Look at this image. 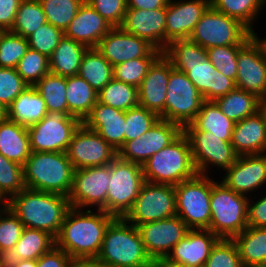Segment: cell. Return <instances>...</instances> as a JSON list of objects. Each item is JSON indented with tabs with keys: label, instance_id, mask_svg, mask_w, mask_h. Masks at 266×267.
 <instances>
[{
	"label": "cell",
	"instance_id": "22",
	"mask_svg": "<svg viewBox=\"0 0 266 267\" xmlns=\"http://www.w3.org/2000/svg\"><path fill=\"white\" fill-rule=\"evenodd\" d=\"M170 75V60L162 53L149 67L138 87L139 105L165 120V100Z\"/></svg>",
	"mask_w": 266,
	"mask_h": 267
},
{
	"label": "cell",
	"instance_id": "35",
	"mask_svg": "<svg viewBox=\"0 0 266 267\" xmlns=\"http://www.w3.org/2000/svg\"><path fill=\"white\" fill-rule=\"evenodd\" d=\"M190 124L197 131L210 132L220 140L231 141L235 123L221 112L214 101L205 100Z\"/></svg>",
	"mask_w": 266,
	"mask_h": 267
},
{
	"label": "cell",
	"instance_id": "17",
	"mask_svg": "<svg viewBox=\"0 0 266 267\" xmlns=\"http://www.w3.org/2000/svg\"><path fill=\"white\" fill-rule=\"evenodd\" d=\"M147 254L152 260L165 259L173 247L186 236L189 227L179 216L137 226Z\"/></svg>",
	"mask_w": 266,
	"mask_h": 267
},
{
	"label": "cell",
	"instance_id": "24",
	"mask_svg": "<svg viewBox=\"0 0 266 267\" xmlns=\"http://www.w3.org/2000/svg\"><path fill=\"white\" fill-rule=\"evenodd\" d=\"M219 239L209 229H190L165 260L183 267H204L213 246Z\"/></svg>",
	"mask_w": 266,
	"mask_h": 267
},
{
	"label": "cell",
	"instance_id": "66",
	"mask_svg": "<svg viewBox=\"0 0 266 267\" xmlns=\"http://www.w3.org/2000/svg\"><path fill=\"white\" fill-rule=\"evenodd\" d=\"M6 110L0 103V121L6 119Z\"/></svg>",
	"mask_w": 266,
	"mask_h": 267
},
{
	"label": "cell",
	"instance_id": "28",
	"mask_svg": "<svg viewBox=\"0 0 266 267\" xmlns=\"http://www.w3.org/2000/svg\"><path fill=\"white\" fill-rule=\"evenodd\" d=\"M231 144L238 156L266 153V126L258 112L234 124Z\"/></svg>",
	"mask_w": 266,
	"mask_h": 267
},
{
	"label": "cell",
	"instance_id": "11",
	"mask_svg": "<svg viewBox=\"0 0 266 267\" xmlns=\"http://www.w3.org/2000/svg\"><path fill=\"white\" fill-rule=\"evenodd\" d=\"M82 121L62 112H47L35 125L27 128L32 152H65Z\"/></svg>",
	"mask_w": 266,
	"mask_h": 267
},
{
	"label": "cell",
	"instance_id": "13",
	"mask_svg": "<svg viewBox=\"0 0 266 267\" xmlns=\"http://www.w3.org/2000/svg\"><path fill=\"white\" fill-rule=\"evenodd\" d=\"M183 132L189 139L198 174L208 175L206 172L212 164L225 170L236 161L238 155L231 141L220 140L210 132L197 131L191 124L186 125Z\"/></svg>",
	"mask_w": 266,
	"mask_h": 267
},
{
	"label": "cell",
	"instance_id": "42",
	"mask_svg": "<svg viewBox=\"0 0 266 267\" xmlns=\"http://www.w3.org/2000/svg\"><path fill=\"white\" fill-rule=\"evenodd\" d=\"M46 22L40 0H22L10 32L27 38Z\"/></svg>",
	"mask_w": 266,
	"mask_h": 267
},
{
	"label": "cell",
	"instance_id": "29",
	"mask_svg": "<svg viewBox=\"0 0 266 267\" xmlns=\"http://www.w3.org/2000/svg\"><path fill=\"white\" fill-rule=\"evenodd\" d=\"M46 103L34 86H28L6 110V118L29 128L47 115Z\"/></svg>",
	"mask_w": 266,
	"mask_h": 267
},
{
	"label": "cell",
	"instance_id": "19",
	"mask_svg": "<svg viewBox=\"0 0 266 267\" xmlns=\"http://www.w3.org/2000/svg\"><path fill=\"white\" fill-rule=\"evenodd\" d=\"M237 68L236 88L258 97L266 94V59L253 37L238 51Z\"/></svg>",
	"mask_w": 266,
	"mask_h": 267
},
{
	"label": "cell",
	"instance_id": "44",
	"mask_svg": "<svg viewBox=\"0 0 266 267\" xmlns=\"http://www.w3.org/2000/svg\"><path fill=\"white\" fill-rule=\"evenodd\" d=\"M16 70L28 86H34L50 72V61L47 56L29 48L18 62Z\"/></svg>",
	"mask_w": 266,
	"mask_h": 267
},
{
	"label": "cell",
	"instance_id": "63",
	"mask_svg": "<svg viewBox=\"0 0 266 267\" xmlns=\"http://www.w3.org/2000/svg\"><path fill=\"white\" fill-rule=\"evenodd\" d=\"M8 198L4 196V194L0 191V211L5 210L8 208ZM3 204V205H2ZM3 206V207H2Z\"/></svg>",
	"mask_w": 266,
	"mask_h": 267
},
{
	"label": "cell",
	"instance_id": "32",
	"mask_svg": "<svg viewBox=\"0 0 266 267\" xmlns=\"http://www.w3.org/2000/svg\"><path fill=\"white\" fill-rule=\"evenodd\" d=\"M55 246V238L48 232L24 228L14 248L2 261L38 260Z\"/></svg>",
	"mask_w": 266,
	"mask_h": 267
},
{
	"label": "cell",
	"instance_id": "41",
	"mask_svg": "<svg viewBox=\"0 0 266 267\" xmlns=\"http://www.w3.org/2000/svg\"><path fill=\"white\" fill-rule=\"evenodd\" d=\"M265 4L266 0H211L215 10L239 20L251 32L254 31L252 23Z\"/></svg>",
	"mask_w": 266,
	"mask_h": 267
},
{
	"label": "cell",
	"instance_id": "30",
	"mask_svg": "<svg viewBox=\"0 0 266 267\" xmlns=\"http://www.w3.org/2000/svg\"><path fill=\"white\" fill-rule=\"evenodd\" d=\"M0 153L24 166L32 153L27 128L7 118L0 121Z\"/></svg>",
	"mask_w": 266,
	"mask_h": 267
},
{
	"label": "cell",
	"instance_id": "37",
	"mask_svg": "<svg viewBox=\"0 0 266 267\" xmlns=\"http://www.w3.org/2000/svg\"><path fill=\"white\" fill-rule=\"evenodd\" d=\"M258 100L255 94L235 88L214 102L227 118L236 123L258 112Z\"/></svg>",
	"mask_w": 266,
	"mask_h": 267
},
{
	"label": "cell",
	"instance_id": "26",
	"mask_svg": "<svg viewBox=\"0 0 266 267\" xmlns=\"http://www.w3.org/2000/svg\"><path fill=\"white\" fill-rule=\"evenodd\" d=\"M113 27L88 3L83 2L76 16L64 31V36L96 48Z\"/></svg>",
	"mask_w": 266,
	"mask_h": 267
},
{
	"label": "cell",
	"instance_id": "46",
	"mask_svg": "<svg viewBox=\"0 0 266 267\" xmlns=\"http://www.w3.org/2000/svg\"><path fill=\"white\" fill-rule=\"evenodd\" d=\"M24 228L10 208L0 211V262L14 248Z\"/></svg>",
	"mask_w": 266,
	"mask_h": 267
},
{
	"label": "cell",
	"instance_id": "39",
	"mask_svg": "<svg viewBox=\"0 0 266 267\" xmlns=\"http://www.w3.org/2000/svg\"><path fill=\"white\" fill-rule=\"evenodd\" d=\"M163 54L175 69H188V65L201 64L207 58L206 49L190 39L171 41Z\"/></svg>",
	"mask_w": 266,
	"mask_h": 267
},
{
	"label": "cell",
	"instance_id": "23",
	"mask_svg": "<svg viewBox=\"0 0 266 267\" xmlns=\"http://www.w3.org/2000/svg\"><path fill=\"white\" fill-rule=\"evenodd\" d=\"M225 170L221 182L236 193L247 196L266 183V153L238 156Z\"/></svg>",
	"mask_w": 266,
	"mask_h": 267
},
{
	"label": "cell",
	"instance_id": "1",
	"mask_svg": "<svg viewBox=\"0 0 266 267\" xmlns=\"http://www.w3.org/2000/svg\"><path fill=\"white\" fill-rule=\"evenodd\" d=\"M97 212L98 214L90 209L83 212L82 209L71 207L55 238V246L62 249L73 260L96 259L105 232L116 218L103 210H97Z\"/></svg>",
	"mask_w": 266,
	"mask_h": 267
},
{
	"label": "cell",
	"instance_id": "65",
	"mask_svg": "<svg viewBox=\"0 0 266 267\" xmlns=\"http://www.w3.org/2000/svg\"><path fill=\"white\" fill-rule=\"evenodd\" d=\"M161 267H183V266L175 265V264L169 263L165 259H161Z\"/></svg>",
	"mask_w": 266,
	"mask_h": 267
},
{
	"label": "cell",
	"instance_id": "64",
	"mask_svg": "<svg viewBox=\"0 0 266 267\" xmlns=\"http://www.w3.org/2000/svg\"><path fill=\"white\" fill-rule=\"evenodd\" d=\"M142 267H161V259L152 260L149 264Z\"/></svg>",
	"mask_w": 266,
	"mask_h": 267
},
{
	"label": "cell",
	"instance_id": "31",
	"mask_svg": "<svg viewBox=\"0 0 266 267\" xmlns=\"http://www.w3.org/2000/svg\"><path fill=\"white\" fill-rule=\"evenodd\" d=\"M233 240L244 267H266V227L247 226Z\"/></svg>",
	"mask_w": 266,
	"mask_h": 267
},
{
	"label": "cell",
	"instance_id": "60",
	"mask_svg": "<svg viewBox=\"0 0 266 267\" xmlns=\"http://www.w3.org/2000/svg\"><path fill=\"white\" fill-rule=\"evenodd\" d=\"M0 264L4 267H37V260L1 261Z\"/></svg>",
	"mask_w": 266,
	"mask_h": 267
},
{
	"label": "cell",
	"instance_id": "7",
	"mask_svg": "<svg viewBox=\"0 0 266 267\" xmlns=\"http://www.w3.org/2000/svg\"><path fill=\"white\" fill-rule=\"evenodd\" d=\"M176 215L189 229H209L211 222L210 196L212 179L209 175L197 174L174 186Z\"/></svg>",
	"mask_w": 266,
	"mask_h": 267
},
{
	"label": "cell",
	"instance_id": "15",
	"mask_svg": "<svg viewBox=\"0 0 266 267\" xmlns=\"http://www.w3.org/2000/svg\"><path fill=\"white\" fill-rule=\"evenodd\" d=\"M66 154L74 170L108 165L118 156L110 144L83 123L74 133Z\"/></svg>",
	"mask_w": 266,
	"mask_h": 267
},
{
	"label": "cell",
	"instance_id": "2",
	"mask_svg": "<svg viewBox=\"0 0 266 267\" xmlns=\"http://www.w3.org/2000/svg\"><path fill=\"white\" fill-rule=\"evenodd\" d=\"M8 208L24 227L48 232L56 238L71 205L66 196L25 187L9 199Z\"/></svg>",
	"mask_w": 266,
	"mask_h": 267
},
{
	"label": "cell",
	"instance_id": "8",
	"mask_svg": "<svg viewBox=\"0 0 266 267\" xmlns=\"http://www.w3.org/2000/svg\"><path fill=\"white\" fill-rule=\"evenodd\" d=\"M106 197V213L124 217L132 208L145 182L143 167L121 160L118 156L111 162V175Z\"/></svg>",
	"mask_w": 266,
	"mask_h": 267
},
{
	"label": "cell",
	"instance_id": "27",
	"mask_svg": "<svg viewBox=\"0 0 266 267\" xmlns=\"http://www.w3.org/2000/svg\"><path fill=\"white\" fill-rule=\"evenodd\" d=\"M184 72L206 101H214L236 88L235 82L222 75L206 58L201 64L188 65Z\"/></svg>",
	"mask_w": 266,
	"mask_h": 267
},
{
	"label": "cell",
	"instance_id": "52",
	"mask_svg": "<svg viewBox=\"0 0 266 267\" xmlns=\"http://www.w3.org/2000/svg\"><path fill=\"white\" fill-rule=\"evenodd\" d=\"M204 267H244L235 241L220 238L213 246Z\"/></svg>",
	"mask_w": 266,
	"mask_h": 267
},
{
	"label": "cell",
	"instance_id": "43",
	"mask_svg": "<svg viewBox=\"0 0 266 267\" xmlns=\"http://www.w3.org/2000/svg\"><path fill=\"white\" fill-rule=\"evenodd\" d=\"M46 21L63 31L76 16L82 0H40Z\"/></svg>",
	"mask_w": 266,
	"mask_h": 267
},
{
	"label": "cell",
	"instance_id": "16",
	"mask_svg": "<svg viewBox=\"0 0 266 267\" xmlns=\"http://www.w3.org/2000/svg\"><path fill=\"white\" fill-rule=\"evenodd\" d=\"M183 128L177 123L159 119L139 138L127 141L118 151L121 160L143 165L152 155L173 142Z\"/></svg>",
	"mask_w": 266,
	"mask_h": 267
},
{
	"label": "cell",
	"instance_id": "58",
	"mask_svg": "<svg viewBox=\"0 0 266 267\" xmlns=\"http://www.w3.org/2000/svg\"><path fill=\"white\" fill-rule=\"evenodd\" d=\"M169 0H127V8L153 10L166 8Z\"/></svg>",
	"mask_w": 266,
	"mask_h": 267
},
{
	"label": "cell",
	"instance_id": "20",
	"mask_svg": "<svg viewBox=\"0 0 266 267\" xmlns=\"http://www.w3.org/2000/svg\"><path fill=\"white\" fill-rule=\"evenodd\" d=\"M166 8L143 10L127 8L120 28L146 40L155 49H166Z\"/></svg>",
	"mask_w": 266,
	"mask_h": 267
},
{
	"label": "cell",
	"instance_id": "55",
	"mask_svg": "<svg viewBox=\"0 0 266 267\" xmlns=\"http://www.w3.org/2000/svg\"><path fill=\"white\" fill-rule=\"evenodd\" d=\"M72 260L62 249L54 246L37 260V267H69Z\"/></svg>",
	"mask_w": 266,
	"mask_h": 267
},
{
	"label": "cell",
	"instance_id": "4",
	"mask_svg": "<svg viewBox=\"0 0 266 267\" xmlns=\"http://www.w3.org/2000/svg\"><path fill=\"white\" fill-rule=\"evenodd\" d=\"M74 168L65 152H32L23 166L26 188L68 197Z\"/></svg>",
	"mask_w": 266,
	"mask_h": 267
},
{
	"label": "cell",
	"instance_id": "47",
	"mask_svg": "<svg viewBox=\"0 0 266 267\" xmlns=\"http://www.w3.org/2000/svg\"><path fill=\"white\" fill-rule=\"evenodd\" d=\"M160 117L140 105L125 112V142L139 138L146 133Z\"/></svg>",
	"mask_w": 266,
	"mask_h": 267
},
{
	"label": "cell",
	"instance_id": "6",
	"mask_svg": "<svg viewBox=\"0 0 266 267\" xmlns=\"http://www.w3.org/2000/svg\"><path fill=\"white\" fill-rule=\"evenodd\" d=\"M249 198L212 179L209 230L224 239H233L247 228Z\"/></svg>",
	"mask_w": 266,
	"mask_h": 267
},
{
	"label": "cell",
	"instance_id": "34",
	"mask_svg": "<svg viewBox=\"0 0 266 267\" xmlns=\"http://www.w3.org/2000/svg\"><path fill=\"white\" fill-rule=\"evenodd\" d=\"M66 84L68 111L83 122L98 101V93L79 75L66 77Z\"/></svg>",
	"mask_w": 266,
	"mask_h": 267
},
{
	"label": "cell",
	"instance_id": "49",
	"mask_svg": "<svg viewBox=\"0 0 266 267\" xmlns=\"http://www.w3.org/2000/svg\"><path fill=\"white\" fill-rule=\"evenodd\" d=\"M158 57H139L113 67L115 80L139 87L146 76L149 67Z\"/></svg>",
	"mask_w": 266,
	"mask_h": 267
},
{
	"label": "cell",
	"instance_id": "10",
	"mask_svg": "<svg viewBox=\"0 0 266 267\" xmlns=\"http://www.w3.org/2000/svg\"><path fill=\"white\" fill-rule=\"evenodd\" d=\"M204 101L203 96L187 75L173 68L170 61L165 120L177 123L184 128L195 119Z\"/></svg>",
	"mask_w": 266,
	"mask_h": 267
},
{
	"label": "cell",
	"instance_id": "25",
	"mask_svg": "<svg viewBox=\"0 0 266 267\" xmlns=\"http://www.w3.org/2000/svg\"><path fill=\"white\" fill-rule=\"evenodd\" d=\"M82 123L96 131L117 152L125 143V111L97 101Z\"/></svg>",
	"mask_w": 266,
	"mask_h": 267
},
{
	"label": "cell",
	"instance_id": "62",
	"mask_svg": "<svg viewBox=\"0 0 266 267\" xmlns=\"http://www.w3.org/2000/svg\"><path fill=\"white\" fill-rule=\"evenodd\" d=\"M252 37L257 41V43L260 45L263 54L265 56L266 59V36L265 39H259V37L257 36V34L255 33V31L252 32Z\"/></svg>",
	"mask_w": 266,
	"mask_h": 267
},
{
	"label": "cell",
	"instance_id": "54",
	"mask_svg": "<svg viewBox=\"0 0 266 267\" xmlns=\"http://www.w3.org/2000/svg\"><path fill=\"white\" fill-rule=\"evenodd\" d=\"M112 27H120L127 10V0L87 1Z\"/></svg>",
	"mask_w": 266,
	"mask_h": 267
},
{
	"label": "cell",
	"instance_id": "40",
	"mask_svg": "<svg viewBox=\"0 0 266 267\" xmlns=\"http://www.w3.org/2000/svg\"><path fill=\"white\" fill-rule=\"evenodd\" d=\"M98 102L126 112L139 105L138 88L113 78L98 92Z\"/></svg>",
	"mask_w": 266,
	"mask_h": 267
},
{
	"label": "cell",
	"instance_id": "21",
	"mask_svg": "<svg viewBox=\"0 0 266 267\" xmlns=\"http://www.w3.org/2000/svg\"><path fill=\"white\" fill-rule=\"evenodd\" d=\"M211 0H169L166 6V47L177 39H189Z\"/></svg>",
	"mask_w": 266,
	"mask_h": 267
},
{
	"label": "cell",
	"instance_id": "56",
	"mask_svg": "<svg viewBox=\"0 0 266 267\" xmlns=\"http://www.w3.org/2000/svg\"><path fill=\"white\" fill-rule=\"evenodd\" d=\"M248 200L247 223L252 227H266V195L255 203ZM251 203V204H250Z\"/></svg>",
	"mask_w": 266,
	"mask_h": 267
},
{
	"label": "cell",
	"instance_id": "14",
	"mask_svg": "<svg viewBox=\"0 0 266 267\" xmlns=\"http://www.w3.org/2000/svg\"><path fill=\"white\" fill-rule=\"evenodd\" d=\"M111 175V163L104 166L76 169L68 199L71 207L95 206L106 212V197Z\"/></svg>",
	"mask_w": 266,
	"mask_h": 267
},
{
	"label": "cell",
	"instance_id": "61",
	"mask_svg": "<svg viewBox=\"0 0 266 267\" xmlns=\"http://www.w3.org/2000/svg\"><path fill=\"white\" fill-rule=\"evenodd\" d=\"M258 113L261 115L263 122L266 126V94L259 97Z\"/></svg>",
	"mask_w": 266,
	"mask_h": 267
},
{
	"label": "cell",
	"instance_id": "33",
	"mask_svg": "<svg viewBox=\"0 0 266 267\" xmlns=\"http://www.w3.org/2000/svg\"><path fill=\"white\" fill-rule=\"evenodd\" d=\"M87 49L84 44L64 36L49 58L50 72L62 77L78 75L80 63Z\"/></svg>",
	"mask_w": 266,
	"mask_h": 267
},
{
	"label": "cell",
	"instance_id": "18",
	"mask_svg": "<svg viewBox=\"0 0 266 267\" xmlns=\"http://www.w3.org/2000/svg\"><path fill=\"white\" fill-rule=\"evenodd\" d=\"M96 49L114 67L139 57H159L163 52L146 40L113 27L100 41Z\"/></svg>",
	"mask_w": 266,
	"mask_h": 267
},
{
	"label": "cell",
	"instance_id": "51",
	"mask_svg": "<svg viewBox=\"0 0 266 267\" xmlns=\"http://www.w3.org/2000/svg\"><path fill=\"white\" fill-rule=\"evenodd\" d=\"M64 37V31L46 22L37 28L28 37L29 48L51 57L55 48Z\"/></svg>",
	"mask_w": 266,
	"mask_h": 267
},
{
	"label": "cell",
	"instance_id": "57",
	"mask_svg": "<svg viewBox=\"0 0 266 267\" xmlns=\"http://www.w3.org/2000/svg\"><path fill=\"white\" fill-rule=\"evenodd\" d=\"M22 0H0V29L10 31Z\"/></svg>",
	"mask_w": 266,
	"mask_h": 267
},
{
	"label": "cell",
	"instance_id": "53",
	"mask_svg": "<svg viewBox=\"0 0 266 267\" xmlns=\"http://www.w3.org/2000/svg\"><path fill=\"white\" fill-rule=\"evenodd\" d=\"M27 87L28 84L17 73L16 68H0V103L5 109Z\"/></svg>",
	"mask_w": 266,
	"mask_h": 267
},
{
	"label": "cell",
	"instance_id": "3",
	"mask_svg": "<svg viewBox=\"0 0 266 267\" xmlns=\"http://www.w3.org/2000/svg\"><path fill=\"white\" fill-rule=\"evenodd\" d=\"M96 259L107 267H142L152 261L137 227L123 217L109 224Z\"/></svg>",
	"mask_w": 266,
	"mask_h": 267
},
{
	"label": "cell",
	"instance_id": "48",
	"mask_svg": "<svg viewBox=\"0 0 266 267\" xmlns=\"http://www.w3.org/2000/svg\"><path fill=\"white\" fill-rule=\"evenodd\" d=\"M243 46L244 45H228L211 47L206 49L207 58L222 75L235 82L238 71V51Z\"/></svg>",
	"mask_w": 266,
	"mask_h": 267
},
{
	"label": "cell",
	"instance_id": "36",
	"mask_svg": "<svg viewBox=\"0 0 266 267\" xmlns=\"http://www.w3.org/2000/svg\"><path fill=\"white\" fill-rule=\"evenodd\" d=\"M78 75L98 93L113 79V66L96 48H88L80 63Z\"/></svg>",
	"mask_w": 266,
	"mask_h": 267
},
{
	"label": "cell",
	"instance_id": "59",
	"mask_svg": "<svg viewBox=\"0 0 266 267\" xmlns=\"http://www.w3.org/2000/svg\"><path fill=\"white\" fill-rule=\"evenodd\" d=\"M69 267H107L97 259H74Z\"/></svg>",
	"mask_w": 266,
	"mask_h": 267
},
{
	"label": "cell",
	"instance_id": "38",
	"mask_svg": "<svg viewBox=\"0 0 266 267\" xmlns=\"http://www.w3.org/2000/svg\"><path fill=\"white\" fill-rule=\"evenodd\" d=\"M34 87L45 101L48 112H62L72 116L66 99V77L49 72Z\"/></svg>",
	"mask_w": 266,
	"mask_h": 267
},
{
	"label": "cell",
	"instance_id": "9",
	"mask_svg": "<svg viewBox=\"0 0 266 267\" xmlns=\"http://www.w3.org/2000/svg\"><path fill=\"white\" fill-rule=\"evenodd\" d=\"M252 32L239 20L210 6L196 24L189 39L205 49L216 46L245 45Z\"/></svg>",
	"mask_w": 266,
	"mask_h": 267
},
{
	"label": "cell",
	"instance_id": "12",
	"mask_svg": "<svg viewBox=\"0 0 266 267\" xmlns=\"http://www.w3.org/2000/svg\"><path fill=\"white\" fill-rule=\"evenodd\" d=\"M173 216H176L174 186L145 181L132 208L123 218L137 227Z\"/></svg>",
	"mask_w": 266,
	"mask_h": 267
},
{
	"label": "cell",
	"instance_id": "50",
	"mask_svg": "<svg viewBox=\"0 0 266 267\" xmlns=\"http://www.w3.org/2000/svg\"><path fill=\"white\" fill-rule=\"evenodd\" d=\"M25 188L23 166L0 153V191L8 200Z\"/></svg>",
	"mask_w": 266,
	"mask_h": 267
},
{
	"label": "cell",
	"instance_id": "5",
	"mask_svg": "<svg viewBox=\"0 0 266 267\" xmlns=\"http://www.w3.org/2000/svg\"><path fill=\"white\" fill-rule=\"evenodd\" d=\"M142 167L145 181L156 184L176 186L198 174L190 142L184 132L152 155Z\"/></svg>",
	"mask_w": 266,
	"mask_h": 267
},
{
	"label": "cell",
	"instance_id": "45",
	"mask_svg": "<svg viewBox=\"0 0 266 267\" xmlns=\"http://www.w3.org/2000/svg\"><path fill=\"white\" fill-rule=\"evenodd\" d=\"M28 49L27 38L3 31L0 34V68H16Z\"/></svg>",
	"mask_w": 266,
	"mask_h": 267
}]
</instances>
